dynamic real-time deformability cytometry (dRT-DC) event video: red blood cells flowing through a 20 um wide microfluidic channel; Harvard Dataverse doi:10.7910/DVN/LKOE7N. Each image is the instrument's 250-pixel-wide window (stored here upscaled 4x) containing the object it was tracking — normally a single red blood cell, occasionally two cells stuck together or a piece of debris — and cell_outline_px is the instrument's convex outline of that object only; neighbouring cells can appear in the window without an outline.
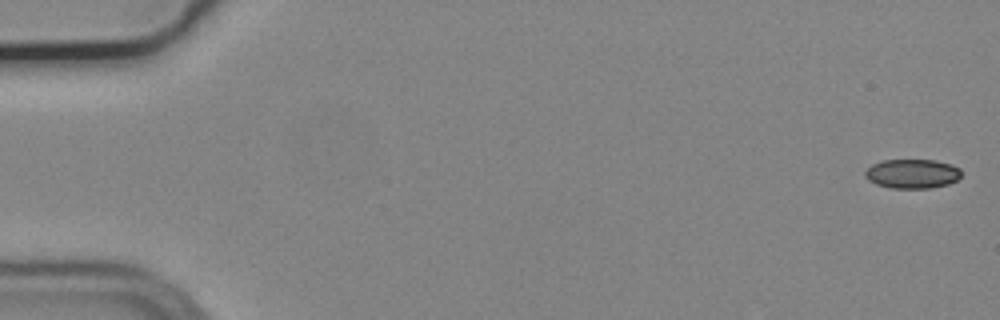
{"species": "common noctule bat (a hibernating species)", "species_latin": "Nyctalus noctula", "temperature_condition": "cold", "stored_images_in_passage": 7, "camera_frame_rate_fps": 3000, "um_per_image_px": 0.085, "animal": {"sex": "male", "body_mass_g": 19.2, "forearm_length_mm": 51.8}, "frame": {"image": 1, "passage_image": 1, "time_ms": 0.0, "image_size_px": [1000, 320], "cell_outline_px": [[960, 176], [956, 180], [948, 184], [932, 188], [892, 188], [876, 184], [868, 180], [864, 176], [864, 172], [872, 164], [884, 160], [936, 160], [952, 164], [960, 168]], "centroid_in_image_um": [77.54, 14.76], "position_along_channel_um": 7.5, "area_um2": 16.47}}
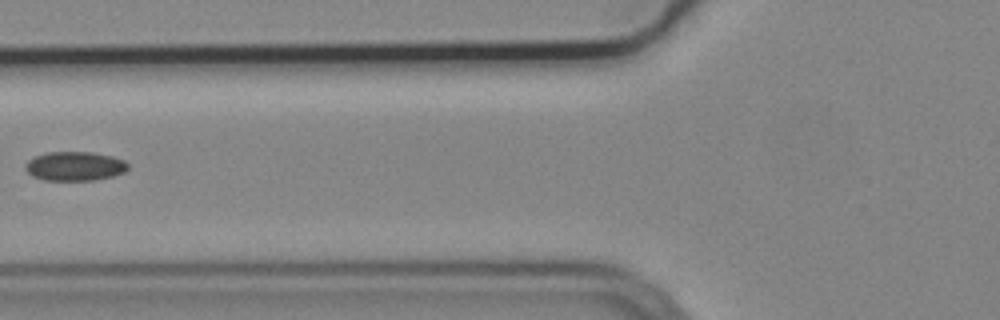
{"frame": {"image": 2, "passage_image": 5, "time_ms": 1.333, "image_size_px": [1000, 320], "cell_outline_px": [[128, 168], [124, 172], [112, 176], [96, 180], [44, 180], [32, 176], [24, 168], [24, 164], [32, 156], [48, 152], [92, 152], [112, 156], [124, 160], [128, 164]], "centroid_in_image_um": [6.32, 14.12], "position_along_channel_um": 119.5, "area_um2": 17.57}}
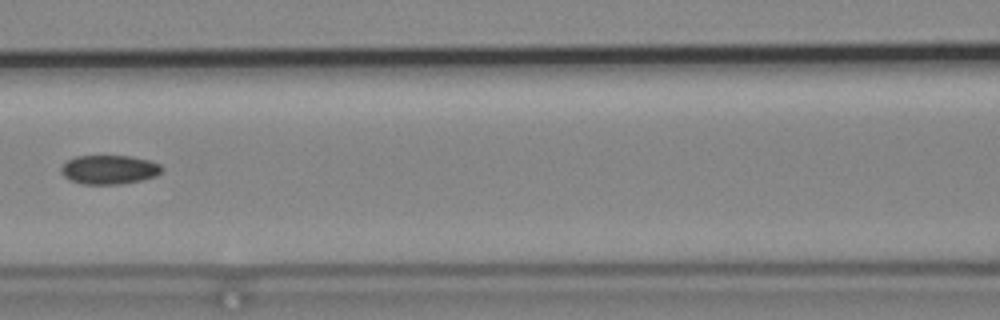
{"frame": {"image": 3, "passage_image": 6, "time_ms": 1.667, "image_size_px": [1000, 320], "cell_outline_px": [[164, 168], [156, 176], [144, 180], [120, 184], [84, 184], [72, 180], [64, 176], [60, 172], [60, 168], [68, 160], [76, 156], [132, 156], [148, 160], [160, 164]], "centroid_in_image_um": [9.31, 14.42], "position_along_channel_um": 157.3, "area_um2": 17.05}}